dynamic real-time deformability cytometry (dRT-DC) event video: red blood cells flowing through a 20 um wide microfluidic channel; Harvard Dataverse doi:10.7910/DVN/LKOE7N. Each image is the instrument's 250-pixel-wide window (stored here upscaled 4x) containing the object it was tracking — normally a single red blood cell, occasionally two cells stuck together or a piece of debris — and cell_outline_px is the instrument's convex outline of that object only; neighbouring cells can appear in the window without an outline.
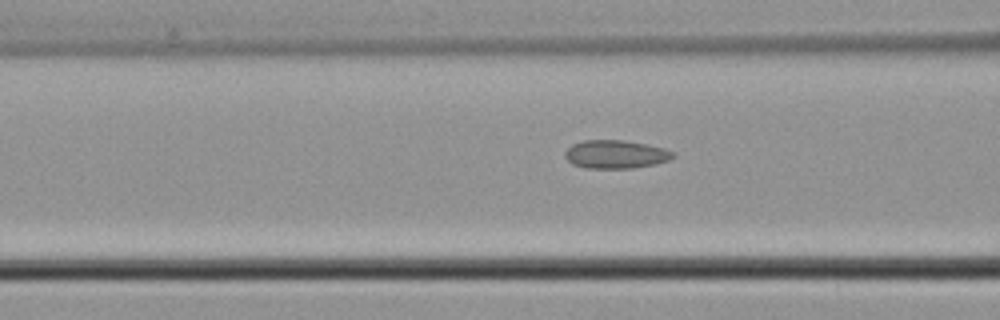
{"species": "common noctule bat (a hibernating species)", "species_latin": "Nyctalus noctula", "temperature_condition": "cold", "stored_images_in_passage": 6, "camera_frame_rate_fps": 3000, "um_per_image_px": 0.085, "animal": {"sex": "male", "body_mass_g": 21.5, "forearm_length_mm": 52.0}, "frame": {"image": 1, "passage_image": 4, "time_ms": 1.0, "image_size_px": [1000, 320], "cell_outline_px": [[676, 156], [668, 160], [656, 164], [632, 168], [584, 168], [572, 164], [564, 156], [564, 152], [572, 144], [584, 140], [624, 140], [648, 144], [664, 148], [676, 152]], "centroid_in_image_um": [52.35, 13.11], "position_along_channel_um": 114.3, "area_um2": 18.03}}